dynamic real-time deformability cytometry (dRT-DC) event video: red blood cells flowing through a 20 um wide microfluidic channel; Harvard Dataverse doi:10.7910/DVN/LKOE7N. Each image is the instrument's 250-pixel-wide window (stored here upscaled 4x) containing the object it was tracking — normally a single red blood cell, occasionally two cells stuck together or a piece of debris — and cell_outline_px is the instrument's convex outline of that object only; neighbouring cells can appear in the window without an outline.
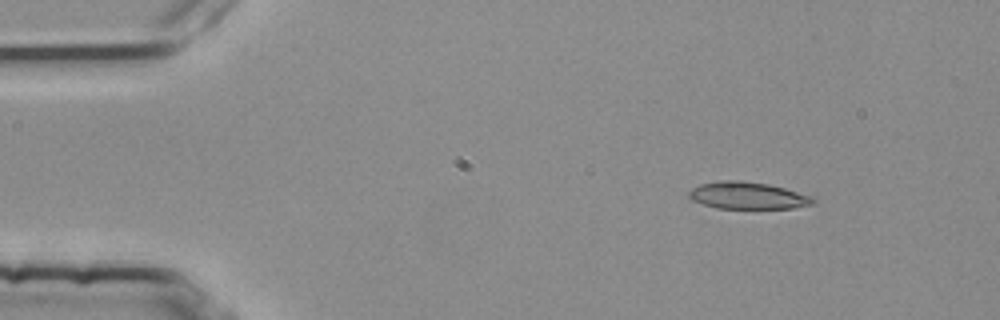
{"species": "common noctule bat (a hibernating species)", "species_latin": "Nyctalus noctula", "temperature_condition": "room temperature", "stored_images_in_passage": 4, "camera_frame_rate_fps": 3000, "um_per_image_px": 0.085, "animal": {"sex": "female", "body_mass_g": 25.1}, "frame": {"image": 1, "passage_image": 2, "time_ms": 0.333, "image_size_px": [1000, 320], "cell_outline_px": [[816, 200], [812, 204], [792, 208], [716, 208], [692, 200], [688, 196], [688, 192], [692, 188], [700, 184], [720, 180], [736, 180], [768, 184], [784, 188], [812, 196]], "centroid_in_image_um": [63.53, 16.62], "position_along_channel_um": 21.5, "area_um2": 19.42}}